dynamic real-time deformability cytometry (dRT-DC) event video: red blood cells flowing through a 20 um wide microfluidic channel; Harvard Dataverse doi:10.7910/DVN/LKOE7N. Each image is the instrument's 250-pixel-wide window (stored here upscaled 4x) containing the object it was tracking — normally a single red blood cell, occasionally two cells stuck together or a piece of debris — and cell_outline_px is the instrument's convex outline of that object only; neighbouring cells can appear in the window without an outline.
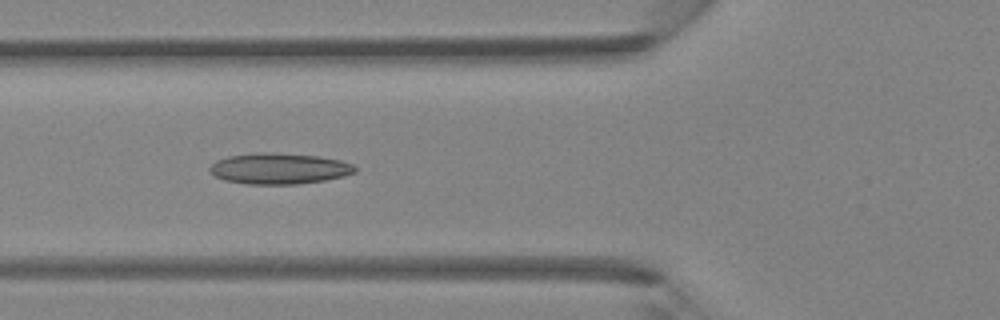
{"species": "Egyptian fruit bat (a non-hibernating species)", "species_latin": "Rousettus aegyptiacus", "temperature_condition": "room temperature", "stored_images_in_passage": 5, "camera_frame_rate_fps": 3000, "um_per_image_px": 0.085, "animal": {"sex": "female"}, "frame": {"image": 1, "passage_image": 5, "time_ms": 1.333, "image_size_px": [1000, 320], "cell_outline_px": [[356, 172], [344, 176], [324, 180], [296, 184], [248, 184], [224, 180], [208, 172], [208, 168], [216, 160], [228, 156], [256, 152], [272, 152], [320, 156], [340, 160], [352, 164], [356, 168]], "centroid_in_image_um": [23.7, 14.32], "position_along_channel_um": 102.1, "area_um2": 26.36}}